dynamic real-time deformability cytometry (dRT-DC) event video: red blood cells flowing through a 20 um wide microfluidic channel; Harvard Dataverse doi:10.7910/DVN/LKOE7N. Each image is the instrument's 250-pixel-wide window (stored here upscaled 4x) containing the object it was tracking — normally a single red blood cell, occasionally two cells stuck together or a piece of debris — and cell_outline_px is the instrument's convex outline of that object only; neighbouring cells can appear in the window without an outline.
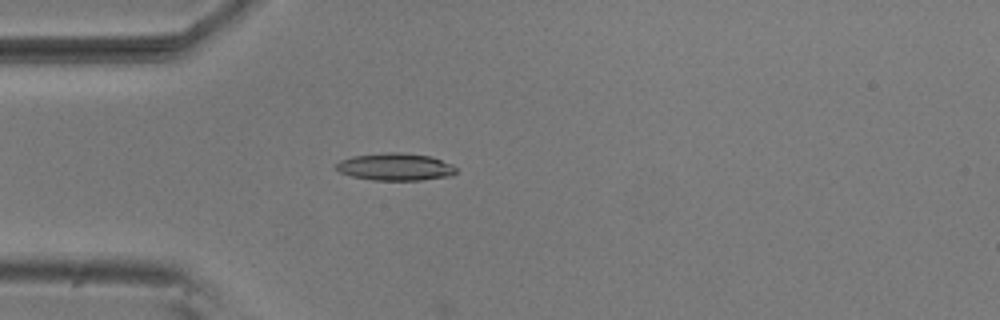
{"species": "common noctule bat (a hibernating species)", "species_latin": "Nyctalus noctula", "temperature_condition": "room temperature", "stored_images_in_passage": 5, "camera_frame_rate_fps": 3000, "um_per_image_px": 0.085, "animal": {"sex": "male", "body_mass_g": 20.5, "forearm_length_mm": 52.5}, "frame": {"image": 1, "passage_image": 5, "time_ms": 1.333, "image_size_px": [1000, 320], "cell_outline_px": [[456, 172], [452, 176], [420, 180], [372, 180], [352, 176], [340, 172], [336, 168], [336, 164], [340, 160], [352, 156], [388, 152], [400, 152], [432, 156], [452, 164], [456, 168]], "centroid_in_image_um": [33.63, 14.18], "position_along_channel_um": 51.4, "area_um2": 19.19}}